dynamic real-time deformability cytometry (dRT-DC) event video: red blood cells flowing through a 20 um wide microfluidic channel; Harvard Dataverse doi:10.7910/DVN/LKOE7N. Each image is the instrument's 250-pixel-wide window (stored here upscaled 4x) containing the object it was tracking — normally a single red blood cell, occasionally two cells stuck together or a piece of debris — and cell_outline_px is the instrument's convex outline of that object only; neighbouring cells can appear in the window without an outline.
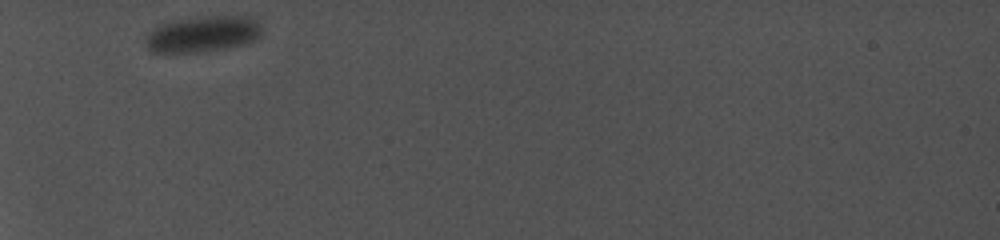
{"species": "common noctule bat (a hibernating species)", "species_latin": "Nyctalus noctula", "temperature_condition": "cold", "stored_images_in_passage": 73, "camera_frame_rate_fps": 5000, "um_per_image_px": 0.085, "animal": {"sex": "female", "body_mass_g": 19.0, "forearm_length_mm": 56.7}, "frame": {"image": 1, "passage_image": 1, "time_ms": 0.0, "image_size_px": [1000, 240], "cell_outline_px": [[260, 36], [248, 40], [228, 44], [196, 48], [152, 48], [148, 44], [144, 36], [152, 28], [160, 24], [172, 20], [212, 16], [252, 20], [260, 28]], "centroid_in_image_um": [17.13, 2.77], "position_along_channel_um": 67.9, "area_um2": 20.69}}
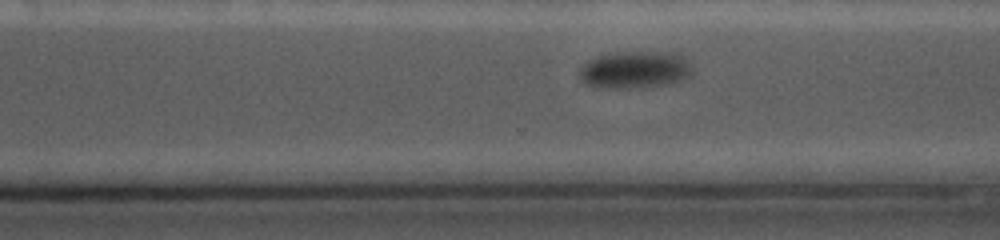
{"frame": {"image": 2, "passage_image": 52, "time_ms": 7.6, "image_size_px": [1000, 240], "cell_outline_px": [[684, 64], [672, 76], [636, 80], [592, 80], [588, 76], [588, 64], [592, 60], [600, 56], [612, 52], [640, 52], [680, 56], [684, 60]], "centroid_in_image_um": [53.85, 5.63], "position_along_channel_um": 316.7, "area_um2": 16.42}}
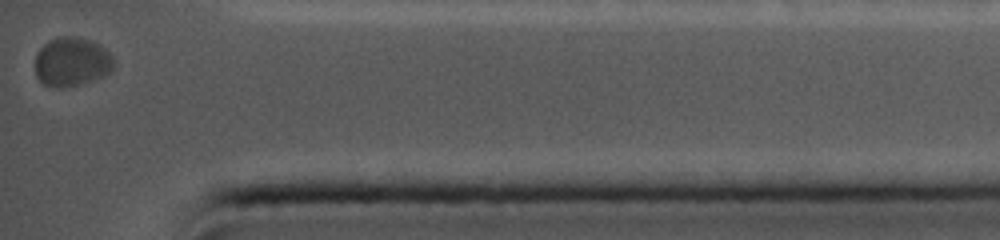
{"frame": {"image": 3, "passage_image": 72, "time_ms": 10.8, "image_size_px": [1000, 240], "cell_outline_px": [[112, 64], [104, 72], [72, 84], [44, 84], [36, 76], [36, 56], [40, 48], [48, 40], [60, 36], [76, 36], [92, 40], [100, 44], [108, 52], [112, 60]], "centroid_in_image_um": [6.01, 5.12], "position_along_channel_um": 429.2, "area_um2": 20.87}}